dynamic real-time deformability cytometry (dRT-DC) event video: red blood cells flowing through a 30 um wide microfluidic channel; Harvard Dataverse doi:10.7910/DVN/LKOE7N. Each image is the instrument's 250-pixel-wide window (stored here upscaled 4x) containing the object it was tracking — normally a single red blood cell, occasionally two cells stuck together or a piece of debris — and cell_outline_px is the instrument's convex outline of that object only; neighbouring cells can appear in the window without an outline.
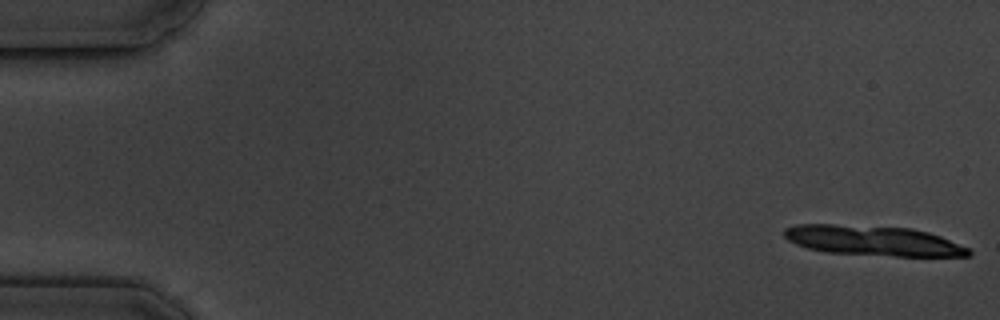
{"species": "common noctule bat (a hibernating species)", "species_latin": "Nyctalus noctula", "temperature_condition": "cold", "stored_images_in_passage": 6, "camera_frame_rate_fps": 3000, "um_per_image_px": 0.085, "animal": {"sex": "male", "body_mass_g": 19.5, "forearm_length_mm": 54.6}, "frame": {"image": 1, "passage_image": 1, "time_ms": 0.0, "image_size_px": [1000, 320], "cell_outline_px": [[972, 252], [968, 256], [896, 256], [828, 252], [808, 248], [796, 244], [788, 240], [784, 236], [784, 228], [796, 224], [832, 224], [912, 228], [928, 232], [940, 236], [968, 248]], "centroid_in_image_um": [74.19, 20.45], "position_along_channel_um": 10.8, "area_um2": 32.08}}
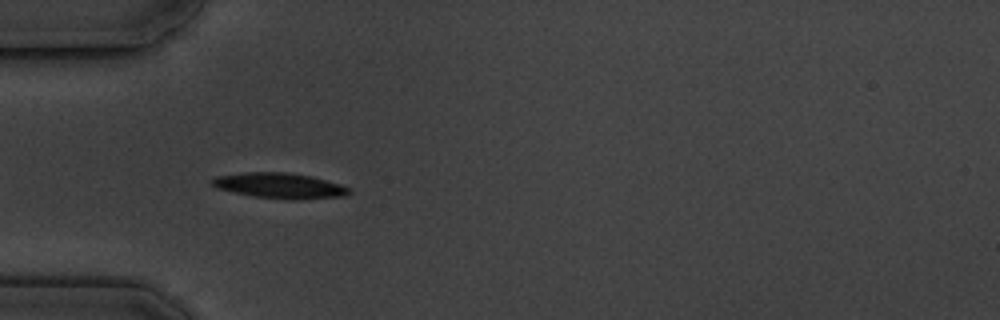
{"frame": {"image": 2, "passage_image": 6, "time_ms": 5.667, "image_size_px": [1000, 320], "cell_outline_px": [[352, 192], [344, 196], [296, 200], [292, 200], [252, 196], [216, 188], [212, 184], [212, 180], [216, 176], [244, 172], [284, 172], [312, 176], [340, 184], [352, 188]], "centroid_in_image_um": [23.81, 15.78], "position_along_channel_um": 61.2, "area_um2": 20.4}}